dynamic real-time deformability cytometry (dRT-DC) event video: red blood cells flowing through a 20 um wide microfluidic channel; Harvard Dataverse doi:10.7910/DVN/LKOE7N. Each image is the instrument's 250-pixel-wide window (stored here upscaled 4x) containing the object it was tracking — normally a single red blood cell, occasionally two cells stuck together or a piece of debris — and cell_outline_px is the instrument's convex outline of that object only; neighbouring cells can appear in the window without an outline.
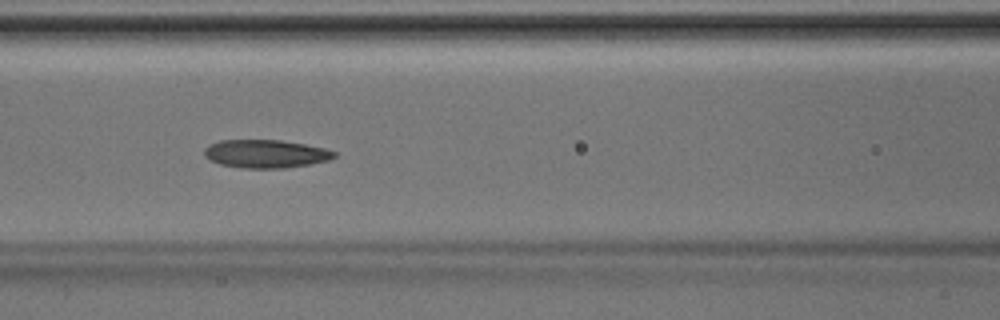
{"species": "Egyptian fruit bat (a non-hibernating species)", "species_latin": "Rousettus aegyptiacus", "temperature_condition": "room temperature", "stored_images_in_passage": 38, "camera_frame_rate_fps": 3000, "um_per_image_px": 0.085, "animal": {"sex": "male"}, "frame": {"image": 1, "passage_image": 12, "time_ms": 3.667, "image_size_px": [1000, 320], "cell_outline_px": [[336, 156], [328, 160], [308, 164], [284, 168], [240, 168], [220, 164], [208, 160], [204, 156], [204, 148], [208, 144], [220, 140], [280, 140], [304, 144], [324, 148], [336, 152]], "centroid_in_image_um": [22.52, 13.07], "position_along_channel_um": 144.1, "area_um2": 21.39}}
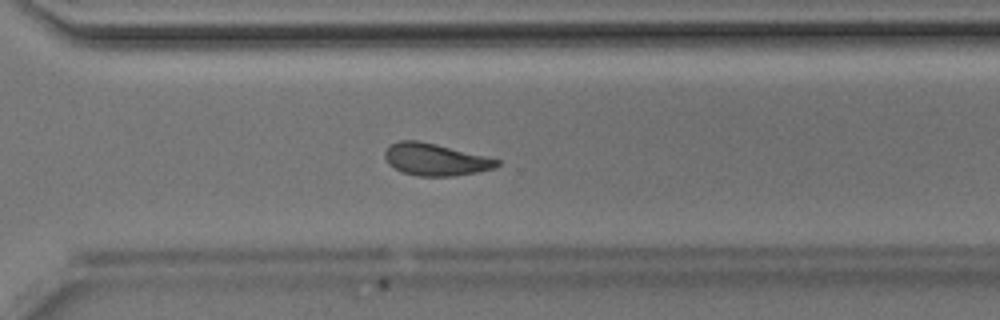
{"frame": {"image": 2, "passage_image": 25, "time_ms": 8.0, "image_size_px": [1000, 320], "cell_outline_px": [[500, 164], [496, 168], [476, 172], [452, 176], [416, 176], [392, 168], [388, 164], [384, 156], [384, 152], [392, 144], [400, 140], [416, 140], [436, 144], [488, 156], [500, 160]], "centroid_in_image_um": [37.02, 13.56], "position_along_channel_um": 333.6, "area_um2": 21.04}}
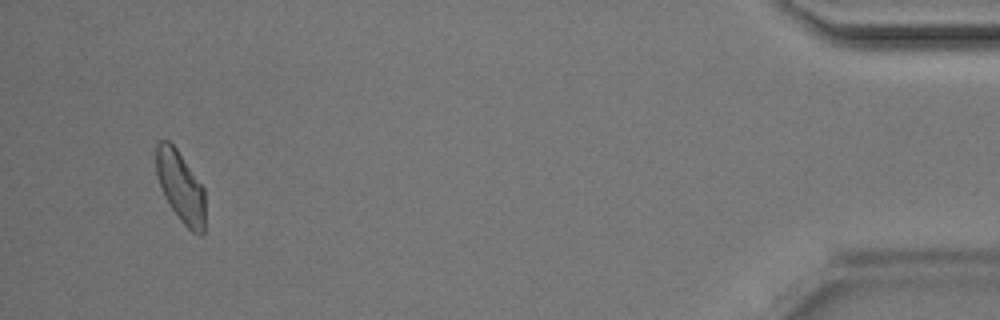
{"frame": {"image": 3, "passage_image": 36, "time_ms": 11.667, "image_size_px": [1000, 320], "cell_outline_px": [[204, 232], [200, 236], [192, 232], [180, 220], [164, 196], [156, 172], [156, 144], [160, 140], [168, 140], [176, 148], [204, 188]], "centroid_in_image_um": [15.35, 15.88], "position_along_channel_um": 419.9, "area_um2": 20.06}}